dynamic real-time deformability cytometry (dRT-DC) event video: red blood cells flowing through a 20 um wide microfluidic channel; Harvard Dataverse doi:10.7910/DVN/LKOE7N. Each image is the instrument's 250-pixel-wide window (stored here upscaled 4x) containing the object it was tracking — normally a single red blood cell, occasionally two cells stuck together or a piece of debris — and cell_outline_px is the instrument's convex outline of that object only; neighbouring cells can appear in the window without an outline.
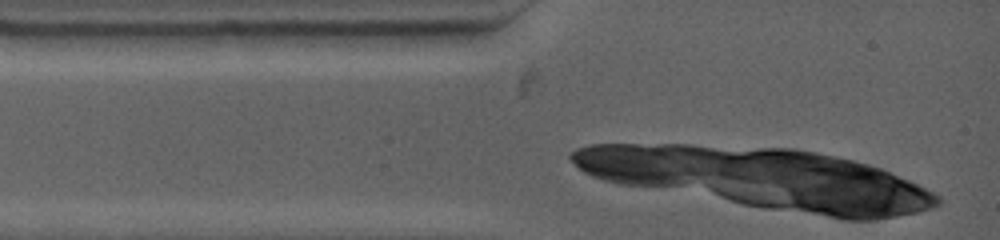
{"species": "common noctule bat (a hibernating species)", "species_latin": "Nyctalus noctula", "temperature_condition": "warm", "stored_images_in_passage": 3, "camera_frame_rate_fps": 4500, "um_per_image_px": 0.085, "animal": {"sex": "female", "body_mass_g": 19.0, "forearm_length_mm": 53.3}, "frame": {"image": 1, "passage_image": 1, "time_ms": 0.0, "image_size_px": [1000, 240], "cell_outline_px": [[460, 32], [444, 48], [376, 48], [344, 40], [320, 32]], "centroid_in_image_um": [33.82, 3.32], "position_along_channel_um": 51.2, "area_um2": 12.25}}